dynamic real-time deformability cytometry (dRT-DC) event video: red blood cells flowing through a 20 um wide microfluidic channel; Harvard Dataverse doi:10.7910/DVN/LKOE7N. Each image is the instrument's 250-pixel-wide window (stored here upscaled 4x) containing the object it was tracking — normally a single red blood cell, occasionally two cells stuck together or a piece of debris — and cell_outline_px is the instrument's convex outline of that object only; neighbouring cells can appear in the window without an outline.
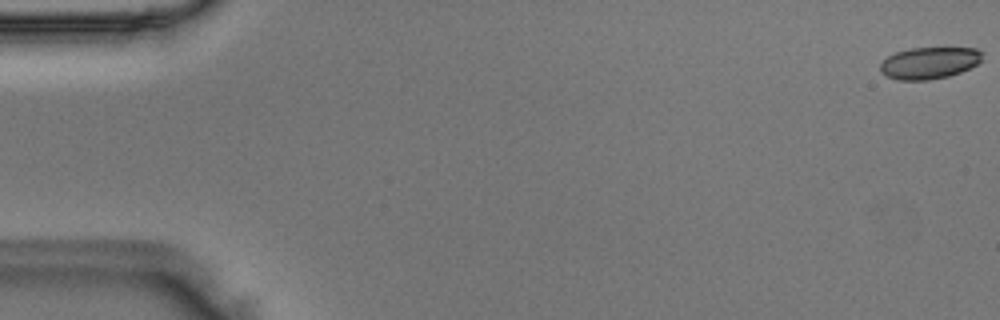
{"species": "Egyptian fruit bat (a non-hibernating species)", "species_latin": "Rousettus aegyptiacus", "temperature_condition": "room temperature", "stored_images_in_passage": 52, "camera_frame_rate_fps": 3000, "um_per_image_px": 0.085, "animal": {"sex": "male"}, "frame": {"image": 1, "passage_image": 1, "time_ms": 0.0, "image_size_px": [1000, 320], "cell_outline_px": [[984, 52], [980, 60], [976, 64], [960, 72], [948, 76], [928, 80], [896, 80], [884, 76], [880, 72], [880, 64], [888, 56], [896, 52], [908, 48], [976, 48]], "centroid_in_image_um": [78.95, 5.35], "position_along_channel_um": 6.1, "area_um2": 18.96}}
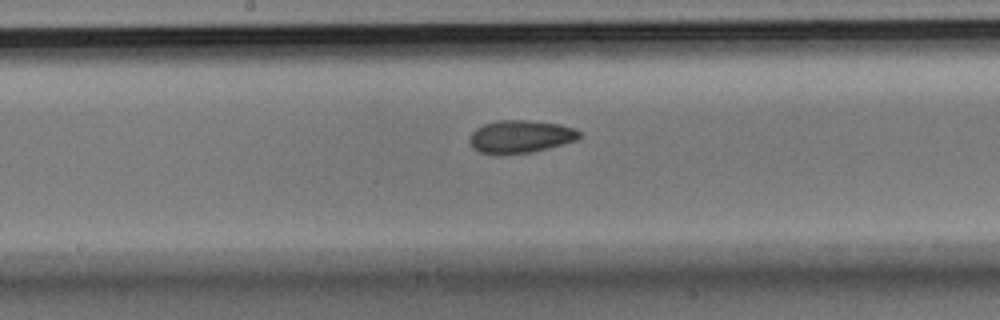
{"frame": {"image": 2, "passage_image": 27, "time_ms": 8.667, "image_size_px": [1000, 320], "cell_outline_px": [[580, 136], [576, 140], [548, 148], [532, 152], [500, 156], [496, 156], [480, 152], [472, 148], [468, 140], [472, 132], [476, 128], [484, 124], [496, 120], [524, 120], [560, 124], [572, 128], [580, 132]], "centroid_in_image_um": [44.16, 11.63], "position_along_channel_um": 204.0, "area_um2": 21.21}}
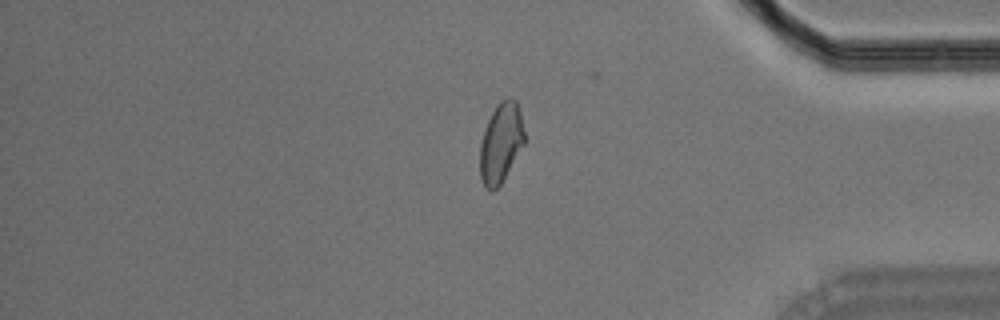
{"frame": {"image": 3, "passage_image": 43, "time_ms": 14.0, "image_size_px": [1000, 320], "cell_outline_px": [[524, 144], [500, 184], [492, 192], [484, 188], [480, 176], [480, 144], [488, 120], [496, 104], [500, 100], [516, 100], [520, 112], [524, 132]], "centroid_in_image_um": [42.56, 12.17], "position_along_channel_um": 392.6, "area_um2": 20.35}}